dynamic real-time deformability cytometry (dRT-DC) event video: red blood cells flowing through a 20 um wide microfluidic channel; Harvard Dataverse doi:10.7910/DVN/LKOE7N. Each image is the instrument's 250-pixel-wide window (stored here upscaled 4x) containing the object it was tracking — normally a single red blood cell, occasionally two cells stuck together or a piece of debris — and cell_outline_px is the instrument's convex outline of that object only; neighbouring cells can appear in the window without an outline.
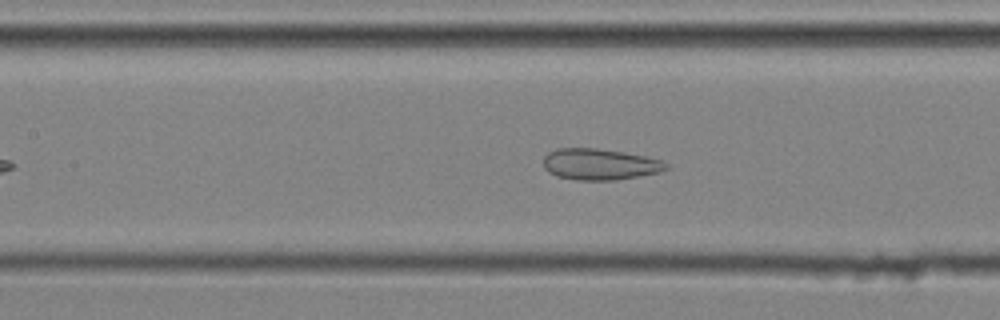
{"species": "common noctule bat (a hibernating species)", "species_latin": "Nyctalus noctula", "temperature_condition": "cold", "stored_images_in_passage": 40, "camera_frame_rate_fps": 3000, "um_per_image_px": 0.085, "animal": {"sex": "male", "body_mass_g": 20.4}, "frame": {"image": 1, "passage_image": 15, "time_ms": 4.667, "image_size_px": [1000, 320], "cell_outline_px": [[672, 168], [660, 172], [616, 180], [580, 180], [556, 176], [548, 172], [544, 168], [544, 156], [548, 152], [556, 148], [596, 148], [624, 152], [644, 156], [660, 160], [668, 164]], "centroid_in_image_um": [50.99, 13.96], "position_along_channel_um": 156.4, "area_um2": 22.43}}
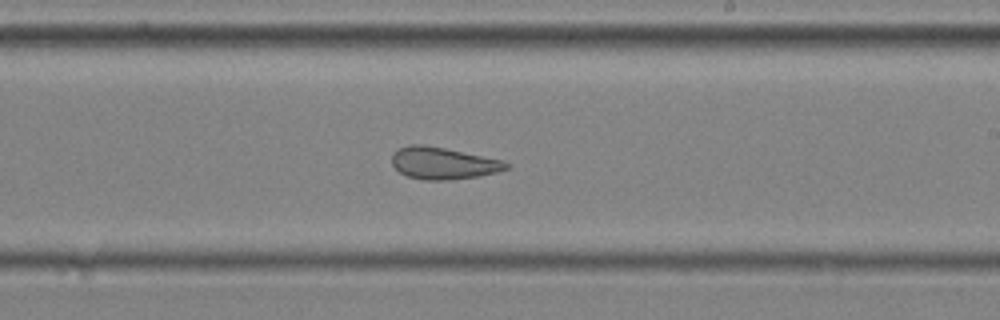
{"frame": {"image": 2, "passage_image": 22, "time_ms": 7.0, "image_size_px": [1000, 320], "cell_outline_px": [[512, 164], [508, 168], [496, 172], [480, 176], [448, 180], [424, 180], [408, 176], [400, 172], [392, 164], [392, 156], [396, 148], [412, 144], [424, 144], [504, 160]], "centroid_in_image_um": [37.68, 13.87], "position_along_channel_um": 251.3, "area_um2": 21.39}}
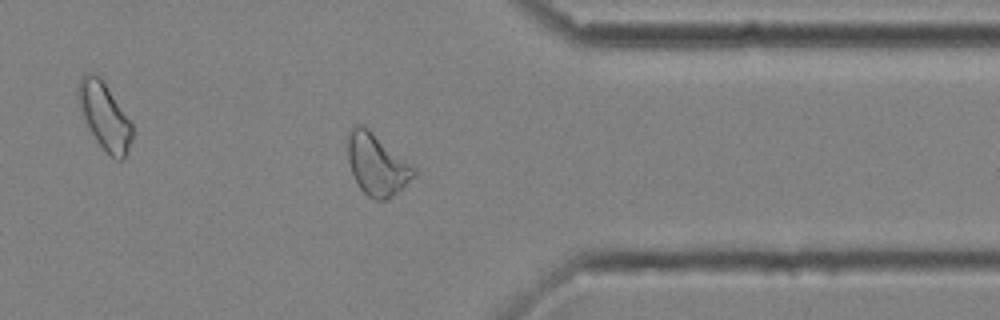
{"frame": {"image": 3, "passage_image": 32, "time_ms": 10.333, "image_size_px": [1000, 320], "cell_outline_px": [[416, 176], [388, 200], [376, 200], [368, 196], [360, 188], [352, 172], [348, 160], [348, 132], [356, 124], [364, 124], [416, 168]], "centroid_in_image_um": [32.05, 13.97], "position_along_channel_um": 379.4, "area_um2": 23.7}, "authors_computed_cell_mechanics": {"area_um2": 23.8136, "velocity_mm_per_s": 4.08, "shape_relaxation_time_tau1_ms": null, "shape_relaxation_time_tau2_ms": 1.8191, "deformation_change_tau1": null, "deformation_change_tau2": 0.0988}}